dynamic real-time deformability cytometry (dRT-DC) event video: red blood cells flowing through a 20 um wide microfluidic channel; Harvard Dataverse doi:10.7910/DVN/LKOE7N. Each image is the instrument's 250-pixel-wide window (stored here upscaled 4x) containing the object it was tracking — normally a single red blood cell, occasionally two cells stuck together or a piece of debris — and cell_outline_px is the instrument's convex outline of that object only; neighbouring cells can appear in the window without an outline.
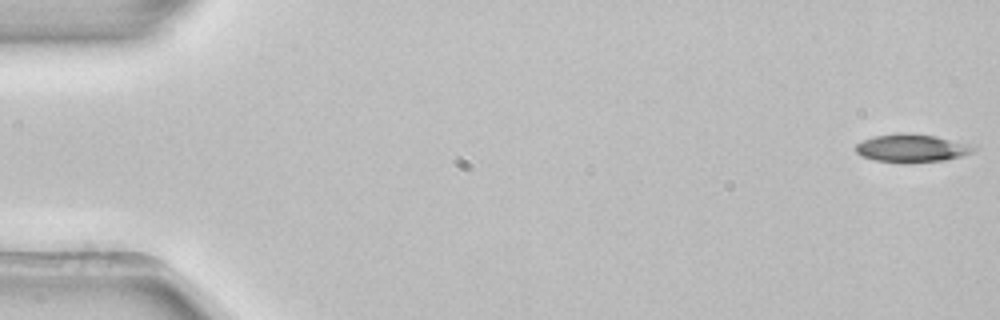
{"species": "common noctule bat (a hibernating species)", "species_latin": "Nyctalus noctula", "temperature_condition": "room temperature", "stored_images_in_passage": 6, "camera_frame_rate_fps": 3000, "um_per_image_px": 0.085, "animal": {"sex": "female", "body_mass_g": 22.7, "forearm_length_mm": 54.2}, "frame": {"image": 1, "passage_image": 1, "time_ms": 0.0, "image_size_px": [1000, 320], "cell_outline_px": [[976, 148], [972, 152], [960, 156], [944, 160], [876, 160], [860, 156], [856, 152], [856, 144], [872, 136], [936, 136], [968, 144]], "centroid_in_image_um": [77.49, 12.6], "position_along_channel_um": 7.5, "area_um2": 17.4}}
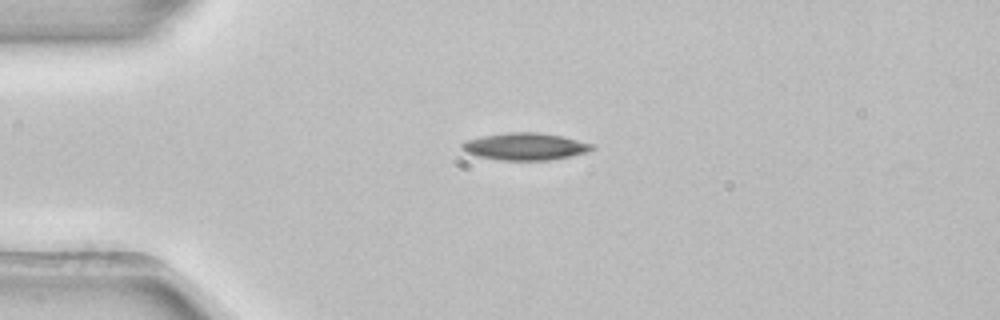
{"frame": {"image": 2, "passage_image": 4, "time_ms": 1.0, "image_size_px": [1000, 320], "cell_outline_px": [[596, 148], [588, 152], [548, 160], [500, 160], [476, 156], [460, 148], [460, 144], [464, 140], [484, 136], [508, 132], [540, 132], [564, 136], [592, 144]], "centroid_in_image_um": [44.63, 12.44], "position_along_channel_um": 40.4, "area_um2": 20.63}}